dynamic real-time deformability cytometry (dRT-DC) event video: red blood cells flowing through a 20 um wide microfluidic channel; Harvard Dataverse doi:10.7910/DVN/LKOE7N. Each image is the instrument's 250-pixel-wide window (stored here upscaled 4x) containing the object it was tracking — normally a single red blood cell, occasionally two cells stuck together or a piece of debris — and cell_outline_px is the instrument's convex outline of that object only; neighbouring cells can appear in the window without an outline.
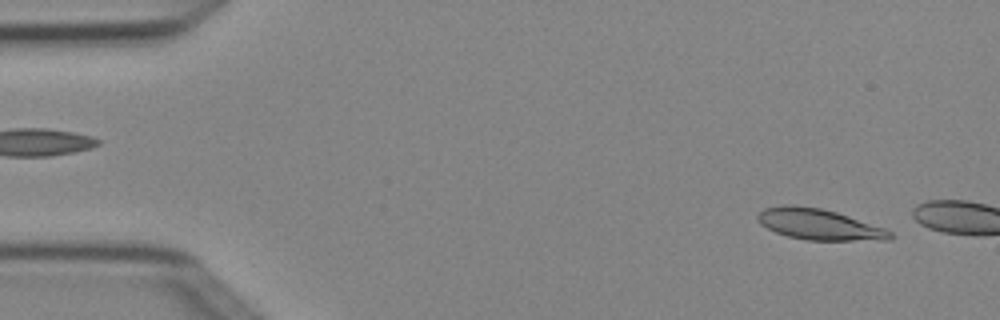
{"species": "Egyptian fruit bat (a non-hibernating species)", "species_latin": "Rousettus aegyptiacus", "temperature_condition": "cold", "stored_images_in_passage": 3, "camera_frame_rate_fps": 3000, "um_per_image_px": 0.085, "animal": {"sex": "female"}, "frame": {"image": 1, "passage_image": 1, "time_ms": 0.0, "image_size_px": [1000, 320], "cell_outline_px": [[892, 240], [808, 240], [788, 236], [776, 232], [760, 224], [756, 220], [756, 216], [764, 208], [780, 204], [792, 204], [820, 208], [836, 212], [884, 228], [892, 232]], "centroid_in_image_um": [69.58, 19.06], "position_along_channel_um": 15.4, "area_um2": 23.81}}